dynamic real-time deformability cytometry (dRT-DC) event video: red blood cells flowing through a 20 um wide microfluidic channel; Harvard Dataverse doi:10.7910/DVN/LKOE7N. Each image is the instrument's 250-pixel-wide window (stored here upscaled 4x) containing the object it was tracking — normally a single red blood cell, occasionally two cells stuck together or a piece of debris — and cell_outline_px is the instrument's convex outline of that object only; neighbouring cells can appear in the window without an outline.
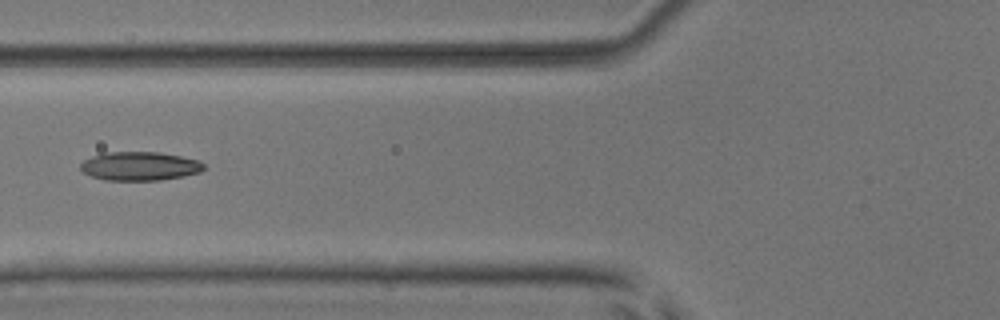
{"species": "common noctule bat (a hibernating species)", "species_latin": "Nyctalus noctula", "temperature_condition": "room temperature", "stored_images_in_passage": 6, "camera_frame_rate_fps": 3000, "um_per_image_px": 0.085, "animal": {"sex": "male", "body_mass_g": 17.9, "forearm_length_mm": 54.2}, "frame": {"image": 1, "passage_image": 6, "time_ms": 6.667, "image_size_px": [1000, 320], "cell_outline_px": [[204, 168], [200, 172], [184, 176], [160, 180], [104, 180], [92, 176], [84, 172], [80, 168], [80, 164], [84, 160], [92, 156], [104, 152], [160, 152], [200, 160], [204, 164]], "centroid_in_image_um": [11.89, 14.11], "position_along_channel_um": 113.9, "area_um2": 20.69}}